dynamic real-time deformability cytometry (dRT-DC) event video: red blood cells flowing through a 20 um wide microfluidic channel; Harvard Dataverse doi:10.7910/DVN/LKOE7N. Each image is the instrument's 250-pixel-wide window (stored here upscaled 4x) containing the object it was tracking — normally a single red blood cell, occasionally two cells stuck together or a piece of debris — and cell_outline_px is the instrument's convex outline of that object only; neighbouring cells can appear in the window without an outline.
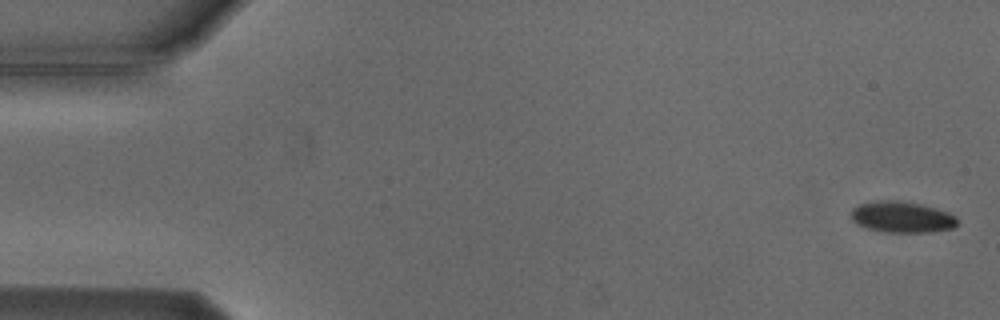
{"species": "Egyptian fruit bat (a non-hibernating species)", "species_latin": "Rousettus aegyptiacus", "temperature_condition": "cold", "stored_images_in_passage": 5, "camera_frame_rate_fps": 3000, "um_per_image_px": 0.085, "animal": {"sex": "male"}, "frame": {"image": 1, "passage_image": 1, "time_ms": 0.0, "image_size_px": [1000, 320], "cell_outline_px": [[960, 220], [952, 228], [932, 232], [884, 232], [868, 228], [852, 220], [852, 208], [860, 204], [876, 200], [896, 200], [920, 204], [936, 208], [948, 212], [956, 216]], "centroid_in_image_um": [76.7, 18.44], "position_along_channel_um": 8.3, "area_um2": 19.25}}
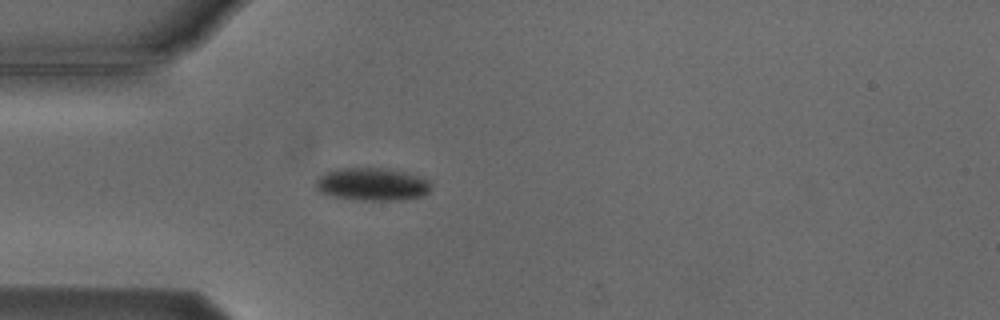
{"frame": {"image": 2, "passage_image": 5, "time_ms": 4.667, "image_size_px": [1000, 320], "cell_outline_px": [[432, 188], [428, 192], [420, 196], [400, 200], [352, 200], [332, 196], [320, 192], [316, 188], [316, 180], [324, 172], [336, 168], [388, 168], [404, 172], [428, 180]], "centroid_in_image_um": [31.59, 15.66], "position_along_channel_um": 53.4, "area_um2": 22.08}}